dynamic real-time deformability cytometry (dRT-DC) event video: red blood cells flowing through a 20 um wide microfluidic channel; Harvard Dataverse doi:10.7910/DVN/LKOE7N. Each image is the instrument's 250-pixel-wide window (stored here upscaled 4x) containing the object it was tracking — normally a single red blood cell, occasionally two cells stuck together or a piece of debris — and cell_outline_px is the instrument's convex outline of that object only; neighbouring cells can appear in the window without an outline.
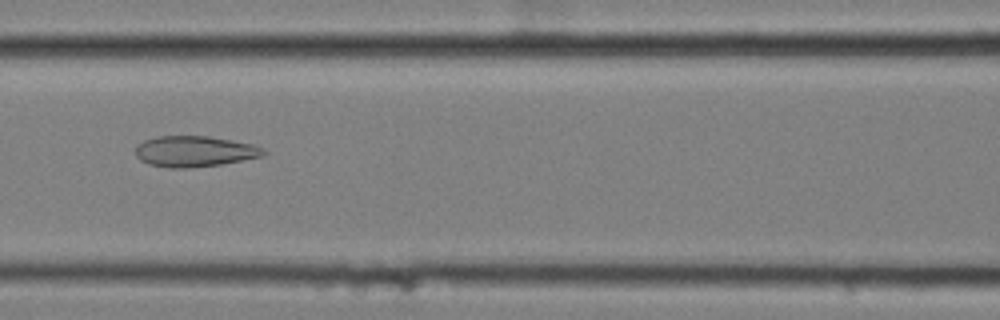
{"species": "common noctule bat (a hibernating species)", "species_latin": "Nyctalus noctula", "temperature_condition": "cold", "stored_images_in_passage": 8, "camera_frame_rate_fps": 3000, "um_per_image_px": 0.085, "animal": {"sex": "female", "body_mass_g": 25.1}, "frame": {"image": 1, "passage_image": 6, "time_ms": 1.667, "image_size_px": [1000, 320], "cell_outline_px": [[268, 152], [264, 156], [220, 164], [184, 168], [168, 168], [148, 164], [140, 160], [136, 156], [136, 144], [144, 140], [156, 136], [208, 136], [232, 140], [252, 144], [264, 148]], "centroid_in_image_um": [16.53, 12.86], "position_along_channel_um": 150.1, "area_um2": 23.12}}
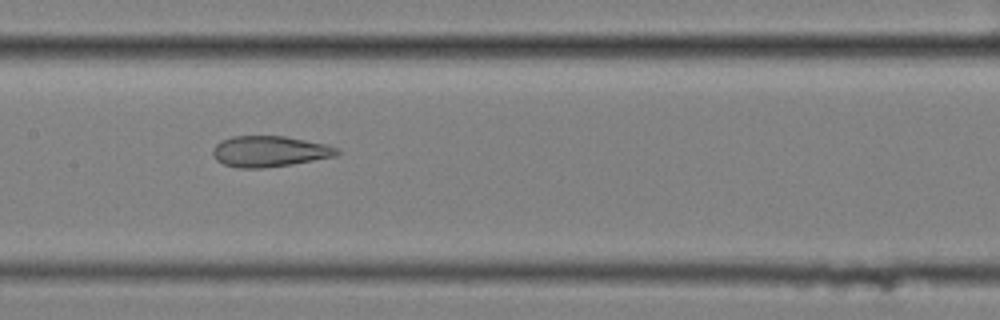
{"frame": {"image": 2, "passage_image": 7, "time_ms": 2.0, "image_size_px": [1000, 320], "cell_outline_px": [[340, 152], [336, 156], [292, 164], [264, 168], [240, 168], [224, 164], [216, 160], [212, 152], [212, 148], [220, 140], [232, 136], [284, 136], [328, 144], [340, 148]], "centroid_in_image_um": [22.92, 12.86], "position_along_channel_um": 184.5, "area_um2": 22.54}}
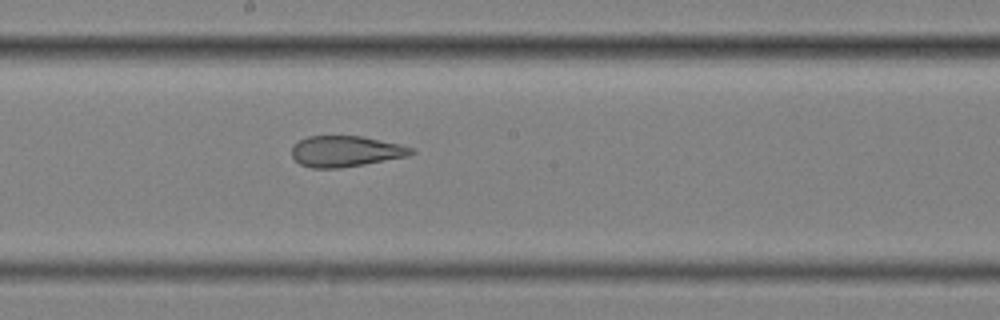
{"frame": {"image": 3, "passage_image": 8, "time_ms": 2.333, "image_size_px": [1000, 320], "cell_outline_px": [[416, 152], [408, 156], [364, 164], [340, 168], [312, 168], [300, 164], [292, 156], [292, 148], [300, 140], [308, 136], [360, 136], [400, 144], [416, 148]], "centroid_in_image_um": [29.41, 12.86], "position_along_channel_um": 218.8, "area_um2": 21.44}}